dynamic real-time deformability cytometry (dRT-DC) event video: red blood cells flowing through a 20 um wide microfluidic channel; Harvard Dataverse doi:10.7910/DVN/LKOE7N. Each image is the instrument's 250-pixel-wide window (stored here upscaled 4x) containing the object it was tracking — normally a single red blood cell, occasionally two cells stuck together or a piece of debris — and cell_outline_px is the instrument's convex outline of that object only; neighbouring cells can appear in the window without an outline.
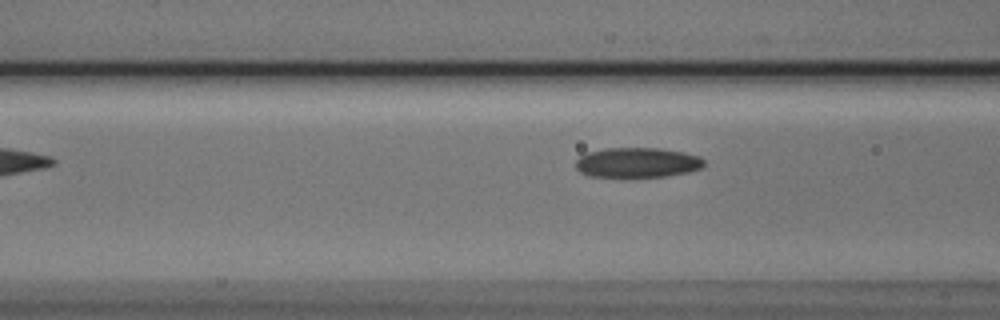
{"species": "Egyptian fruit bat (a non-hibernating species)", "species_latin": "Rousettus aegyptiacus", "temperature_condition": "cold", "stored_images_in_passage": 3, "camera_frame_rate_fps": 3000, "um_per_image_px": 0.085, "animal": {"sex": "male"}, "frame": {"image": 1, "passage_image": 3, "time_ms": 0.667, "image_size_px": [1000, 320], "cell_outline_px": [[704, 164], [700, 168], [688, 172], [664, 176], [588, 176], [580, 172], [576, 168], [576, 160], [584, 152], [608, 148], [656, 148], [684, 152], [700, 156], [704, 160]], "centroid_in_image_um": [54.14, 13.8], "position_along_channel_um": 112.5, "area_um2": 22.25}}